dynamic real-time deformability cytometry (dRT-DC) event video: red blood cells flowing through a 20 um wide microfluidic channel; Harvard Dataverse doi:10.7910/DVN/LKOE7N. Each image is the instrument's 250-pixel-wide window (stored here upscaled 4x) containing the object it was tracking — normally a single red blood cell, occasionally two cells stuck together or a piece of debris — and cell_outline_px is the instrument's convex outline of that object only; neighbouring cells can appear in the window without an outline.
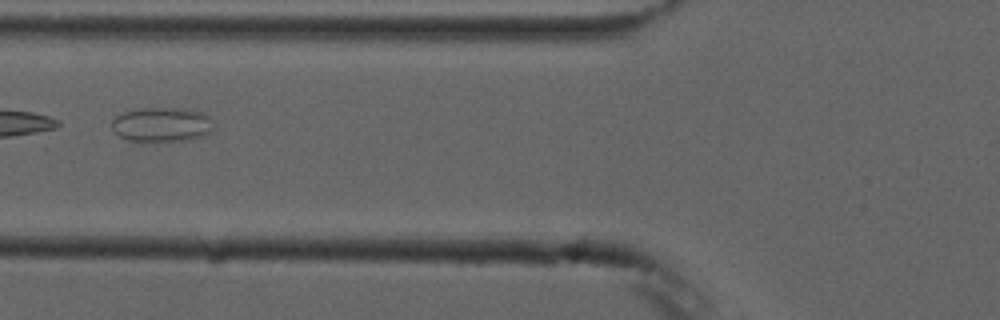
{"species": "common noctule bat (a hibernating species)", "species_latin": "Nyctalus noctula", "temperature_condition": "cold", "stored_images_in_passage": 8, "camera_frame_rate_fps": 3000, "um_per_image_px": 0.085, "animal": {"sex": "male", "forearm_length_mm": 52.5}, "frame": {"image": 1, "passage_image": 6, "time_ms": 6.0, "image_size_px": [1000, 320], "cell_outline_px": [[212, 132], [188, 140], [128, 140], [120, 136], [112, 128], [112, 120], [116, 116], [124, 112], [140, 108], [184, 108], [200, 112], [208, 116], [212, 128]], "centroid_in_image_um": [13.73, 10.57], "position_along_channel_um": 112.1, "area_um2": 20.0}}
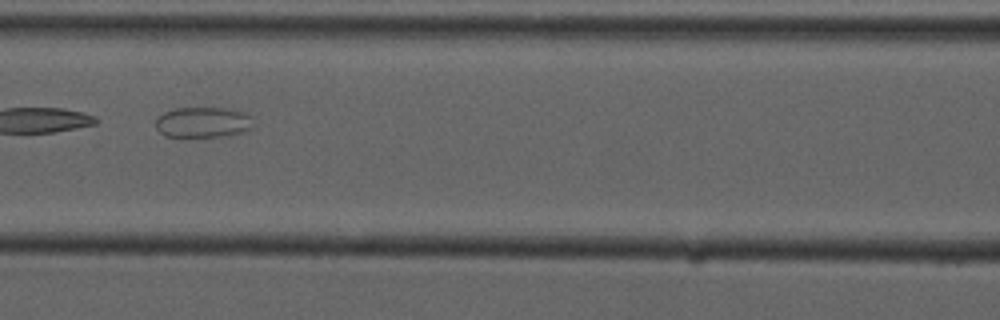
{"frame": {"image": 2, "passage_image": 7, "time_ms": 7.0, "image_size_px": [1000, 320], "cell_outline_px": [[252, 128], [244, 132], [228, 136], [164, 136], [156, 128], [156, 120], [164, 112], [176, 108], [224, 108], [244, 112], [248, 116]], "centroid_in_image_um": [17.23, 10.4], "position_along_channel_um": 149.4, "area_um2": 17.11}}
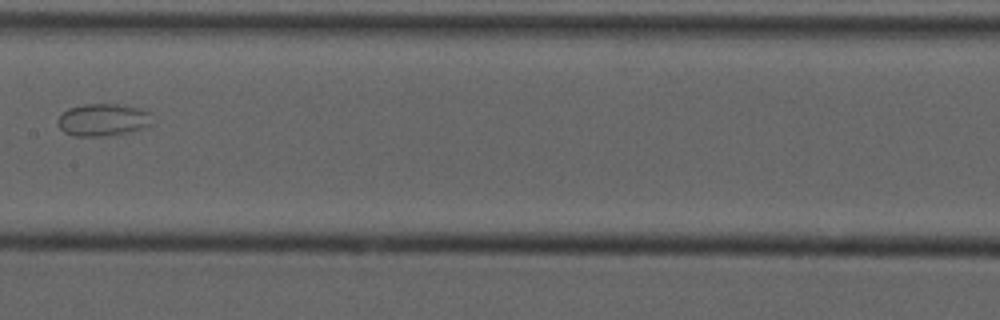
{"frame": {"image": 3, "passage_image": 8, "time_ms": 8.333, "image_size_px": [1000, 320], "cell_outline_px": [[156, 124], [132, 132], [108, 136], [76, 136], [64, 132], [56, 124], [56, 120], [68, 108], [84, 104], [116, 104], [140, 108], [152, 112]], "centroid_in_image_um": [8.84, 10.19], "position_along_channel_um": 198.6, "area_um2": 18.38}}